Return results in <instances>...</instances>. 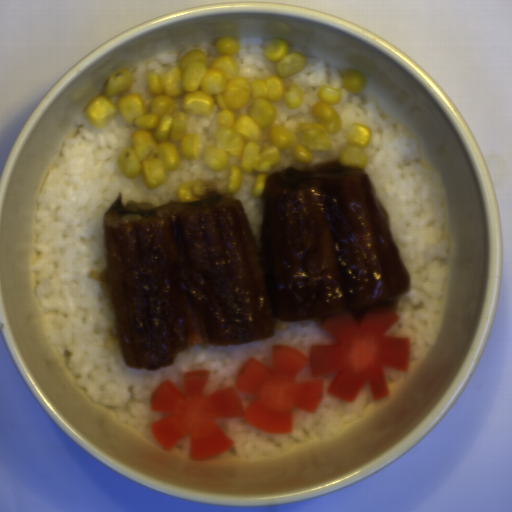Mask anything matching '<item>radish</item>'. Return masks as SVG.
Instances as JSON below:
<instances>
[{"mask_svg": "<svg viewBox=\"0 0 512 512\" xmlns=\"http://www.w3.org/2000/svg\"><path fill=\"white\" fill-rule=\"evenodd\" d=\"M398 320L400 316L390 309L370 310L359 320L346 310L320 322L336 345H312L308 357L295 348L274 345L270 367L254 357L247 359L234 379L235 389L256 397L246 408L232 385L204 396L207 369L183 373L182 390L165 378L151 392L150 410L170 414L151 423V433L169 451L190 434L192 461L233 447V438L217 424V419L244 418L265 433L289 434L293 430L292 409L315 413L323 399L321 379L296 381L305 366L315 377L336 372L327 392L344 401L354 402L367 382L373 401L389 396L384 366L407 373L411 356L409 337L385 335Z\"/></svg>", "mask_w": 512, "mask_h": 512, "instance_id": "1", "label": "radish"}]
</instances>
